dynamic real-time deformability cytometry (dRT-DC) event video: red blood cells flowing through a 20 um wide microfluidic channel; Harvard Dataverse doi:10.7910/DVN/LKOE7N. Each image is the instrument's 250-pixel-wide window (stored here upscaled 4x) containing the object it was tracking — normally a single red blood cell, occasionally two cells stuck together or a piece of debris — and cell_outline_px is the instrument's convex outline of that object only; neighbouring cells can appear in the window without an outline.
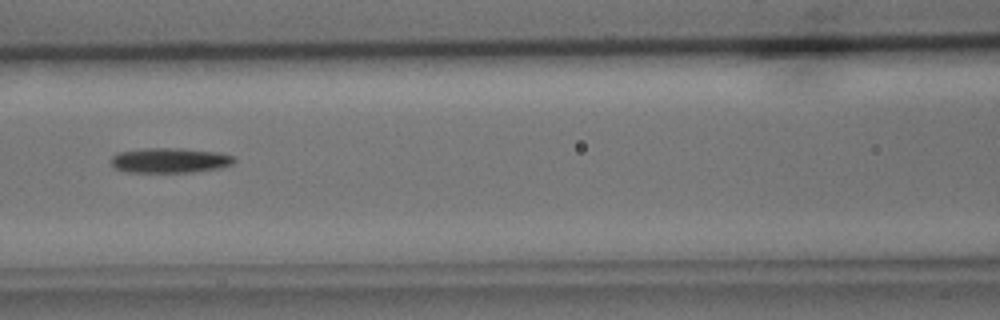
{"species": "common noctule bat (a hibernating species)", "species_latin": "Nyctalus noctula", "temperature_condition": "cold", "stored_images_in_passage": 15, "camera_frame_rate_fps": 3000, "um_per_image_px": 0.085, "animal": {"sex": "male", "body_mass_g": 15.6}, "frame": {"image": 1, "passage_image": 7, "time_ms": 8.0, "image_size_px": [1000, 320], "cell_outline_px": [[236, 160], [232, 164], [220, 168], [192, 172], [124, 172], [116, 168], [112, 164], [112, 156], [120, 152], [144, 148], [180, 148], [220, 152], [236, 156]], "centroid_in_image_um": [14.49, 13.63], "position_along_channel_um": 152.1, "area_um2": 18.03}}
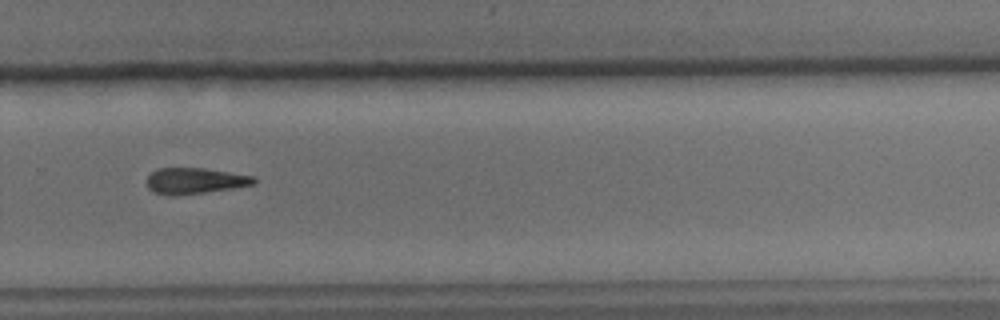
{"frame": {"image": 2, "passage_image": 11, "time_ms": 12.333, "image_size_px": [1000, 320], "cell_outline_px": [[256, 184], [232, 188], [176, 196], [168, 196], [152, 192], [148, 188], [144, 180], [156, 168], [204, 168], [256, 176]], "centroid_in_image_um": [16.52, 15.37], "position_along_channel_um": 313.3, "area_um2": 16.53}}